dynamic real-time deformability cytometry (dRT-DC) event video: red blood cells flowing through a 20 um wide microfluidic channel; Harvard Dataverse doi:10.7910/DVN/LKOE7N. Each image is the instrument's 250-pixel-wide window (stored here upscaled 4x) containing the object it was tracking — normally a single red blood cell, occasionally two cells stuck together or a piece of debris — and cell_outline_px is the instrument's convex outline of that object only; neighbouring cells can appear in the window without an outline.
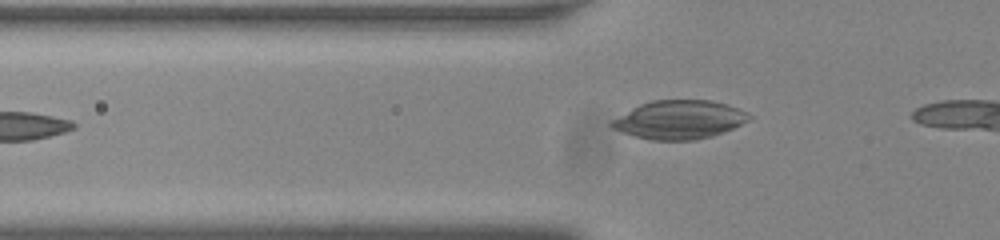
{"species": "common noctule bat (a hibernating species)", "species_latin": "Nyctalus noctula", "temperature_condition": "room temperature", "stored_images_in_passage": 14, "camera_frame_rate_fps": 3000, "um_per_image_px": 0.085, "animal": {"sex": "male", "body_mass_g": 20.0, "forearm_length_mm": 53.3}, "frame": {"image": 1, "passage_image": 4, "time_ms": 1.0, "image_size_px": [1000, 240], "cell_outline_px": [[752, 116], [748, 120], [732, 128], [712, 136], [696, 140], [652, 140], [636, 136], [612, 128], [608, 124], [612, 120], [632, 108], [640, 104], [652, 100], [712, 100], [728, 104], [748, 112]], "centroid_in_image_um": [57.75, 10.16], "position_along_channel_um": 68.0, "area_um2": 30.75}}
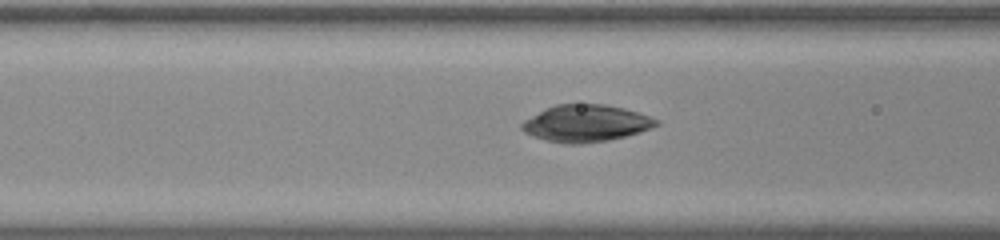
{"frame": {"image": 2, "passage_image": 8, "time_ms": 2.333, "image_size_px": [1000, 240], "cell_outline_px": [[660, 124], [640, 132], [608, 140], [580, 144], [564, 144], [532, 136], [524, 132], [520, 128], [520, 124], [524, 120], [556, 104], [604, 104], [624, 108], [660, 120]], "centroid_in_image_um": [49.8, 10.49], "position_along_channel_um": 116.8, "area_um2": 28.73}}
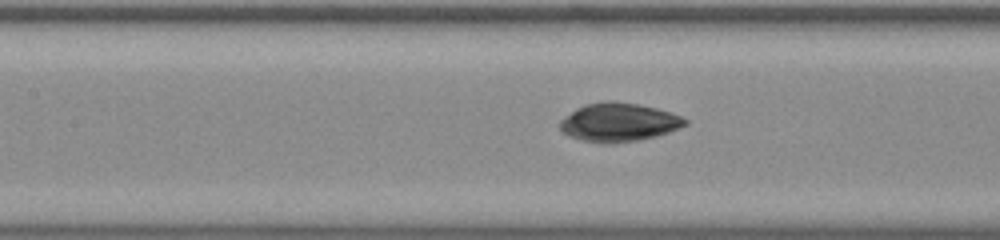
{"frame": {"image": 3, "passage_image": 11, "time_ms": 3.333, "image_size_px": [1000, 240], "cell_outline_px": [[688, 124], [668, 132], [656, 136], [636, 140], [612, 144], [604, 144], [584, 140], [568, 136], [560, 128], [560, 120], [576, 108], [584, 104], [604, 100], [612, 100], [640, 104], [672, 112], [688, 120]], "centroid_in_image_um": [52.59, 10.38], "position_along_channel_um": 154.8, "area_um2": 28.26}}